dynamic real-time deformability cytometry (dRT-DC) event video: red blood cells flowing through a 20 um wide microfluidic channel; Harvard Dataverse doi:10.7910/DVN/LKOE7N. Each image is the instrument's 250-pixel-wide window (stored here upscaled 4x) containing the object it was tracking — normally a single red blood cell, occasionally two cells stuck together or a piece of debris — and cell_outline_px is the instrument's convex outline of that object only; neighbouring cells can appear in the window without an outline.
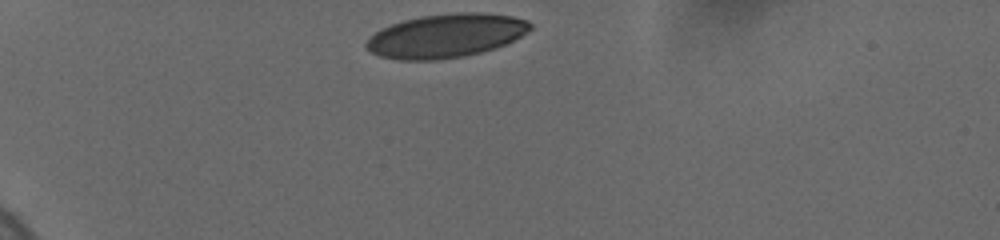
{"species": "human", "species_latin": "Homo sapiens", "temperature_condition": "cold", "stored_images_in_passage": 7, "camera_frame_rate_fps": 3000, "um_per_image_px": 0.085, "donor": {"sex": "female"}, "frame": {"image": 1, "passage_image": 1, "time_ms": 0.0, "image_size_px": [1000, 240], "cell_outline_px": [[532, 28], [528, 32], [504, 44], [480, 52], [460, 56], [436, 60], [400, 60], [380, 56], [364, 48], [364, 44], [368, 36], [380, 28], [404, 20], [420, 16], [456, 12], [484, 12], [512, 16], [528, 20], [532, 24]], "centroid_in_image_um": [37.86, 3.02], "position_along_channel_um": 47.1, "area_um2": 41.85}}